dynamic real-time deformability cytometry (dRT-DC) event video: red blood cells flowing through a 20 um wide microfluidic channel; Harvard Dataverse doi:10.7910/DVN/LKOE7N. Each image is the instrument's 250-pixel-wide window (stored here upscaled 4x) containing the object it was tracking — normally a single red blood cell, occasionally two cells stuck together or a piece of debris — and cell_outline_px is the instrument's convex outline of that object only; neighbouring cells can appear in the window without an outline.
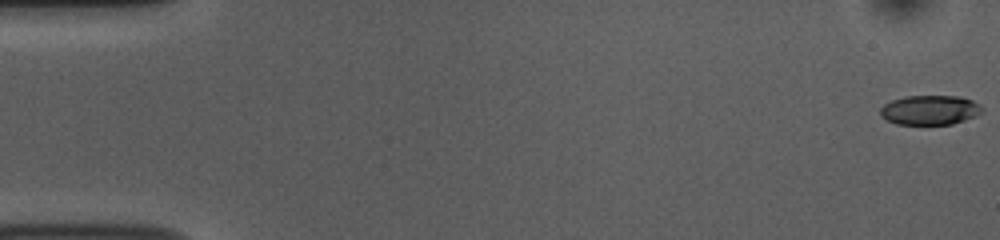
{"species": "common noctule bat (a hibernating species)", "species_latin": "Nyctalus noctula", "temperature_condition": "room temperature", "stored_images_in_passage": 48, "camera_frame_rate_fps": 3000, "um_per_image_px": 0.085, "animal": {"sex": "female", "body_mass_g": 10.0, "forearm_length_mm": 53.1}, "frame": {"image": 1, "passage_image": 1, "time_ms": 0.0, "image_size_px": [1000, 240], "cell_outline_px": [[984, 112], [976, 116], [952, 124], [896, 124], [880, 116], [880, 108], [884, 104], [892, 100], [904, 96], [960, 96], [972, 100], [980, 104], [984, 108]], "centroid_in_image_um": [79.07, 9.34], "position_along_channel_um": 5.9, "area_um2": 17.69}}
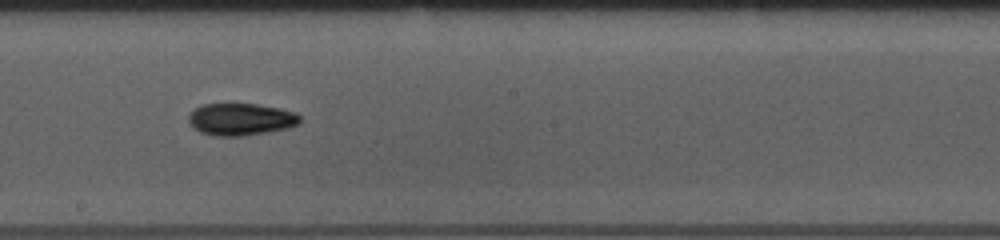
{"frame": {"image": 2, "passage_image": 30, "time_ms": 9.667, "image_size_px": [1000, 240], "cell_outline_px": [[300, 124], [288, 128], [244, 136], [216, 136], [200, 132], [192, 128], [188, 120], [188, 116], [200, 104], [256, 104], [280, 108], [296, 112], [300, 116]], "centroid_in_image_um": [20.47, 10.14], "position_along_channel_um": 227.7, "area_um2": 20.98}}
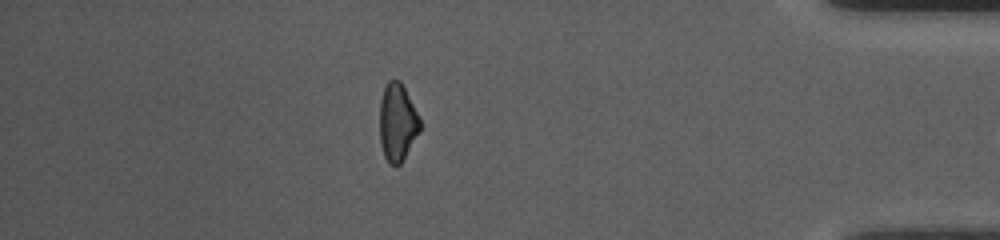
{"frame": {"image": 3, "passage_image": 47, "time_ms": 15.333, "image_size_px": [1000, 240], "cell_outline_px": [[420, 132], [400, 164], [388, 164], [384, 156], [380, 144], [380, 100], [384, 88], [388, 80], [400, 80], [420, 120]], "centroid_in_image_um": [33.76, 10.42], "position_along_channel_um": 401.4, "area_um2": 18.03}}